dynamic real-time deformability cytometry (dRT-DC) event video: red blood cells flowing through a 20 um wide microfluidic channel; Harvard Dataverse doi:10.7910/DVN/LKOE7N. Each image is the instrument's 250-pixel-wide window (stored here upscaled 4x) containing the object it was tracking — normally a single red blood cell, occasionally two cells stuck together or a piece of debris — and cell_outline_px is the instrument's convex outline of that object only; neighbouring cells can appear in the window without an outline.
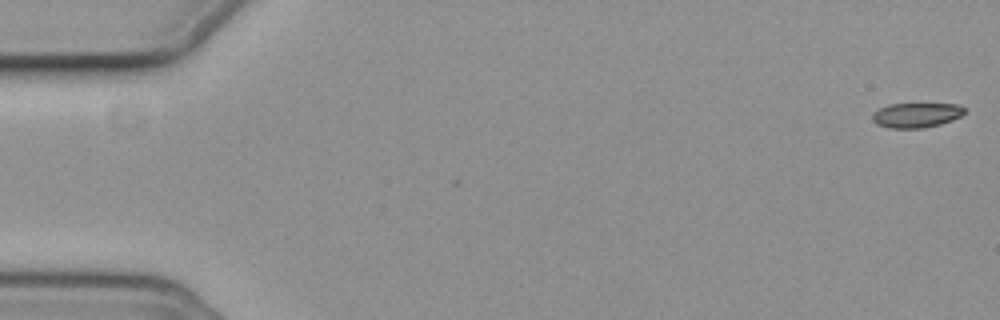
{"species": "common noctule bat (a hibernating species)", "species_latin": "Nyctalus noctula", "temperature_condition": "cold", "stored_images_in_passage": 3, "camera_frame_rate_fps": 3000, "um_per_image_px": 0.085, "animal": {"sex": "female", "body_mass_g": 19.3, "forearm_length_mm": 54.1}, "frame": {"image": 1, "passage_image": 1, "time_ms": 0.0, "image_size_px": [1000, 320], "cell_outline_px": [[964, 112], [960, 116], [952, 120], [940, 124], [924, 128], [888, 128], [876, 124], [872, 120], [872, 112], [888, 104], [960, 104], [964, 108]], "centroid_in_image_um": [77.85, 9.79], "position_along_channel_um": 7.1, "area_um2": 13.35}}